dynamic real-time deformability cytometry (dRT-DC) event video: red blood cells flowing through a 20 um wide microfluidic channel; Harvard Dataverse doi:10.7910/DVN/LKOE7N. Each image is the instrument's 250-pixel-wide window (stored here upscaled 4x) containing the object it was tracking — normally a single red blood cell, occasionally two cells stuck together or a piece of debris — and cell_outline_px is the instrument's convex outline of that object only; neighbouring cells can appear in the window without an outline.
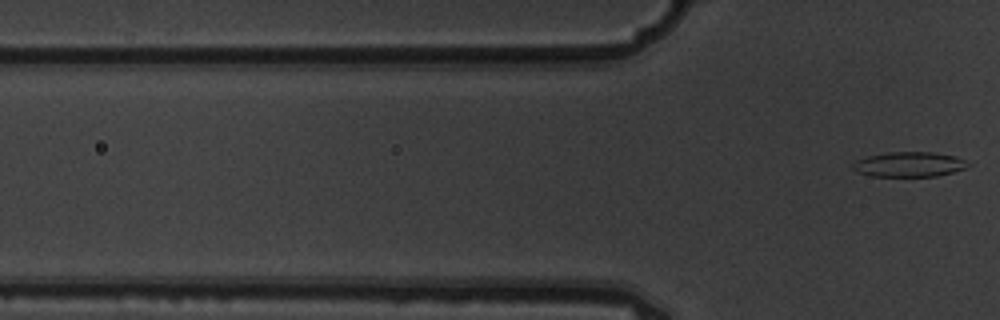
{"species": "common noctule bat (a hibernating species)", "species_latin": "Nyctalus noctula", "temperature_condition": "warm", "stored_images_in_passage": 8, "segment_of_instrument_passage": [2, 2], "camera_frame_rate_fps": 3000, "um_per_image_px": 0.085, "animal": {"sex": "male", "body_mass_g": 19.5, "forearm_length_mm": 54.6}, "frame": {"image": 1, "passage_image": 8, "time_ms": 2.333, "image_size_px": [1000, 320], "cell_outline_px": [[972, 164], [968, 168], [936, 176], [872, 176], [860, 172], [852, 168], [852, 164], [868, 156], [888, 152], [932, 152], [956, 156]], "centroid_in_image_um": [77.35, 13.97], "position_along_channel_um": 48.4, "area_um2": 16.59}}